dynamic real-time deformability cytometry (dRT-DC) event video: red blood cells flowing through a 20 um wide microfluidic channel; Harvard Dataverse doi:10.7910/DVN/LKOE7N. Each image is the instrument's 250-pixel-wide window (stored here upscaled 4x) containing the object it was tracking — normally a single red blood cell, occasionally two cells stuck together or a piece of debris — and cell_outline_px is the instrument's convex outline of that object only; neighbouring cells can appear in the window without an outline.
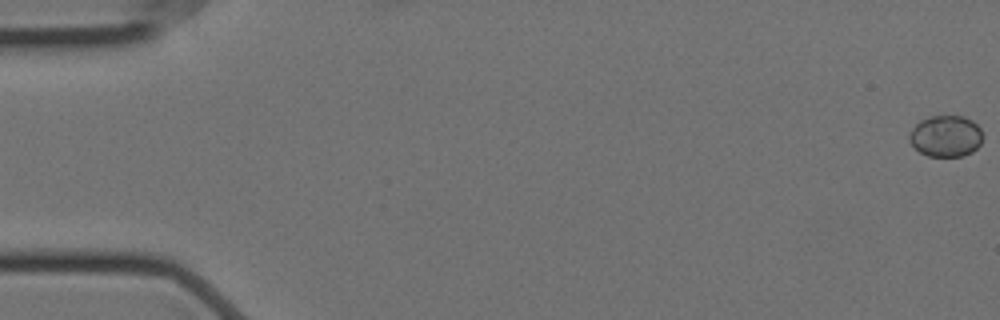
{"species": "Egyptian fruit bat (a non-hibernating species)", "species_latin": "Rousettus aegyptiacus", "temperature_condition": "cold", "stored_images_in_passage": 22, "camera_frame_rate_fps": 3000, "um_per_image_px": 0.085, "animal": {"sex": "female"}, "frame": {"image": 1, "passage_image": 1, "time_ms": 0.0, "image_size_px": [1000, 320], "cell_outline_px": [[984, 136], [980, 144], [972, 152], [964, 156], [928, 156], [920, 152], [908, 140], [908, 136], [912, 128], [920, 120], [928, 116], [964, 116], [972, 120], [980, 128]], "centroid_in_image_um": [80.4, 11.56], "position_along_channel_um": 4.6, "area_um2": 17.86}}
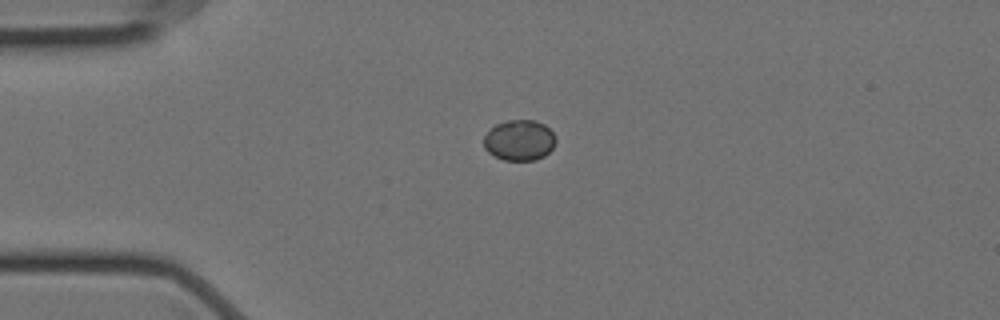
{"frame": {"image": 2, "passage_image": 15, "time_ms": 4.667, "image_size_px": [1000, 320], "cell_outline_px": [[556, 144], [544, 156], [536, 160], [504, 160], [488, 152], [484, 148], [484, 136], [496, 124], [508, 120], [536, 120], [544, 124], [556, 136]], "centroid_in_image_um": [44.17, 11.92], "position_along_channel_um": 40.8, "area_um2": 17.05}}
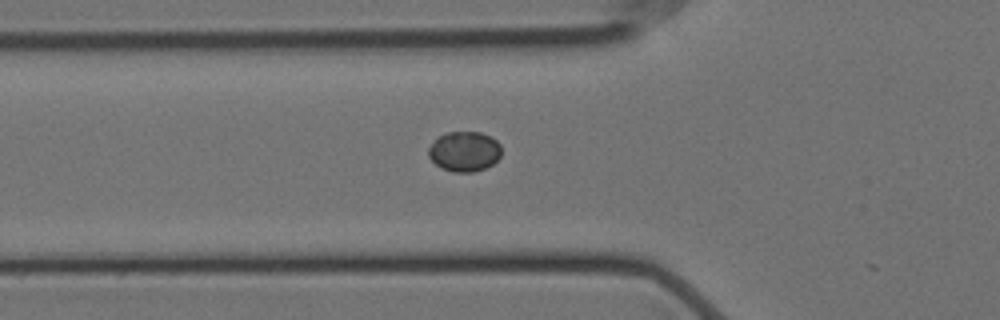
{"frame": {"image": 3, "passage_image": 21, "time_ms": 6.667, "image_size_px": [1000, 320], "cell_outline_px": [[500, 156], [492, 164], [484, 168], [472, 172], [452, 172], [440, 168], [428, 156], [428, 148], [440, 136], [448, 132], [480, 132], [492, 136], [500, 144]], "centroid_in_image_um": [39.48, 12.87], "position_along_channel_um": 86.3, "area_um2": 16.94}}